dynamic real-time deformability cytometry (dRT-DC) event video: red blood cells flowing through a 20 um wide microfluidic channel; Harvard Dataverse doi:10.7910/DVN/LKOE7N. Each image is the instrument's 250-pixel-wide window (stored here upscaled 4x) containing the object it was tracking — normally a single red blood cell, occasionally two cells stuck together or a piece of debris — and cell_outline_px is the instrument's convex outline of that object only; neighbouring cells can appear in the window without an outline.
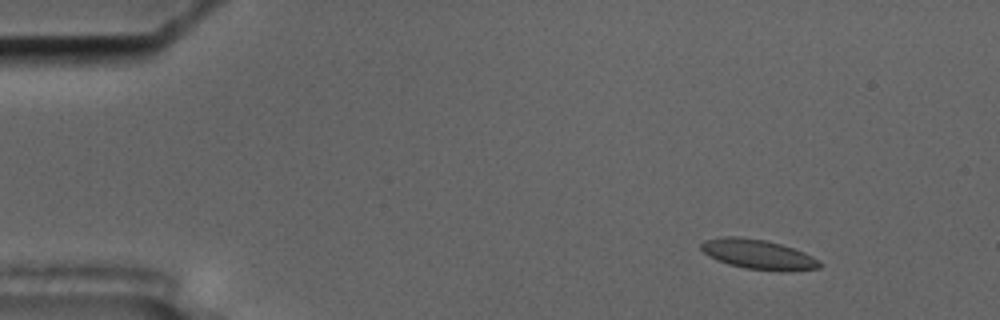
{"species": "common noctule bat (a hibernating species)", "species_latin": "Nyctalus noctula", "temperature_condition": "cold", "stored_images_in_passage": 6, "camera_frame_rate_fps": 3000, "um_per_image_px": 0.085, "animal": {"sex": "male", "body_mass_g": 17.5, "forearm_length_mm": 52.3}, "frame": {"image": 1, "passage_image": 2, "time_ms": 2.0, "image_size_px": [1000, 320], "cell_outline_px": [[824, 264], [820, 268], [792, 272], [780, 272], [744, 268], [728, 264], [716, 260], [708, 256], [700, 248], [700, 244], [704, 240], [724, 236], [736, 236], [764, 240], [780, 244], [804, 252], [820, 260]], "centroid_in_image_um": [64.48, 21.64], "position_along_channel_um": 20.5, "area_um2": 20.92}}
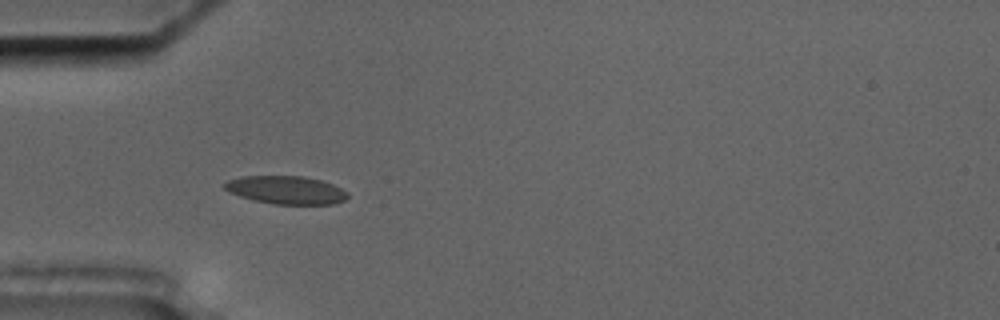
{"frame": {"image": 2, "passage_image": 5, "time_ms": 5.667, "image_size_px": [1000, 320], "cell_outline_px": [[348, 196], [344, 200], [332, 204], [272, 204], [240, 196], [224, 188], [220, 184], [228, 180], [244, 176], [304, 176], [320, 180], [332, 184], [348, 192]], "centroid_in_image_um": [24.31, 16.14], "position_along_channel_um": 60.7, "area_um2": 20.0}}